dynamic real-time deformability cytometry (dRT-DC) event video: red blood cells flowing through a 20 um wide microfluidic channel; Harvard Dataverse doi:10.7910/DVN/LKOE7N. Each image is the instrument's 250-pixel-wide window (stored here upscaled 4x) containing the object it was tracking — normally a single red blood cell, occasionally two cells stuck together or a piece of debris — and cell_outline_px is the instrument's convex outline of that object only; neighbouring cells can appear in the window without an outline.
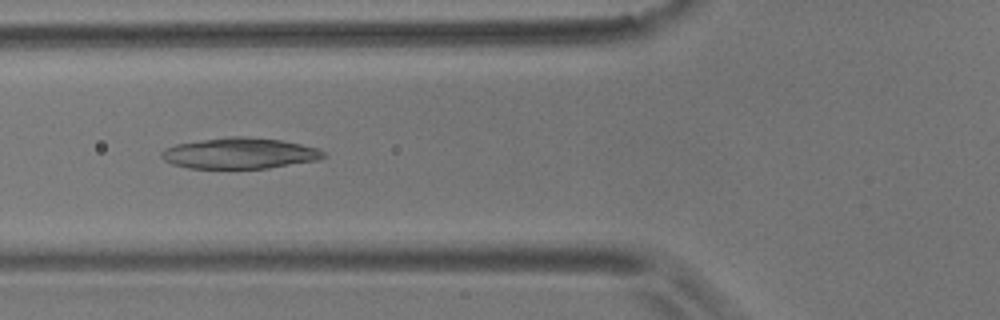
{"species": "common noctule bat (a hibernating species)", "species_latin": "Nyctalus noctula", "temperature_condition": "room temperature", "stored_images_in_passage": 56, "camera_frame_rate_fps": 3000, "um_per_image_px": 0.085, "animal": {"sex": "male", "body_mass_g": 17.9}, "frame": {"image": 1, "passage_image": 21, "time_ms": 6.667, "image_size_px": [1000, 320], "cell_outline_px": [[324, 156], [316, 160], [268, 168], [188, 168], [172, 164], [164, 160], [160, 156], [160, 152], [164, 148], [176, 144], [228, 136], [244, 136], [280, 140], [300, 144], [316, 148], [324, 152]], "centroid_in_image_um": [20.31, 13.03], "position_along_channel_um": 105.5, "area_um2": 28.96}}
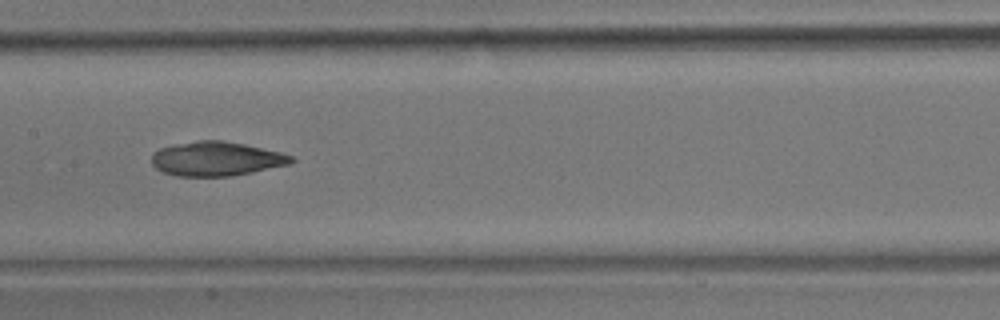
{"frame": {"image": 2, "passage_image": 28, "time_ms": 9.0, "image_size_px": [1000, 320], "cell_outline_px": [[296, 160], [288, 164], [252, 172], [232, 176], [176, 176], [164, 172], [156, 168], [152, 164], [152, 152], [160, 148], [172, 144], [196, 140], [224, 140], [244, 144], [280, 152], [292, 156]], "centroid_in_image_um": [18.35, 13.49], "position_along_channel_um": 189.1, "area_um2": 27.92}}
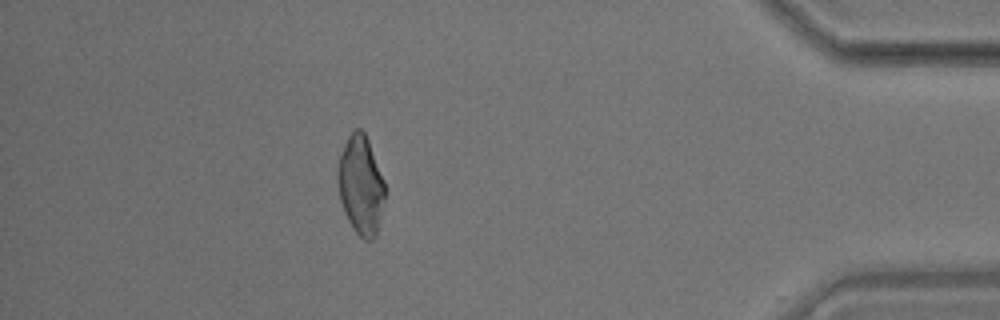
{"frame": {"image": 3, "passage_image": 50, "time_ms": 16.333, "image_size_px": [1000, 320], "cell_outline_px": [[384, 200], [376, 236], [372, 240], [364, 240], [352, 228], [344, 212], [340, 200], [336, 180], [336, 168], [344, 144], [352, 128], [360, 128], [364, 132], [368, 140], [384, 180]], "centroid_in_image_um": [30.63, 15.72], "position_along_channel_um": 404.6, "area_um2": 27.34}, "authors_computed_cell_mechanics": {"area_um2": 28.322, "velocity_mm_per_s": 3.561, "shape_relaxation_time_tau1_ms": 10.8835, "shape_relaxation_time_tau2_ms": 2.0919, "deformation_change_tau1": 0.3016, "deformation_change_tau2": 0.0572}}